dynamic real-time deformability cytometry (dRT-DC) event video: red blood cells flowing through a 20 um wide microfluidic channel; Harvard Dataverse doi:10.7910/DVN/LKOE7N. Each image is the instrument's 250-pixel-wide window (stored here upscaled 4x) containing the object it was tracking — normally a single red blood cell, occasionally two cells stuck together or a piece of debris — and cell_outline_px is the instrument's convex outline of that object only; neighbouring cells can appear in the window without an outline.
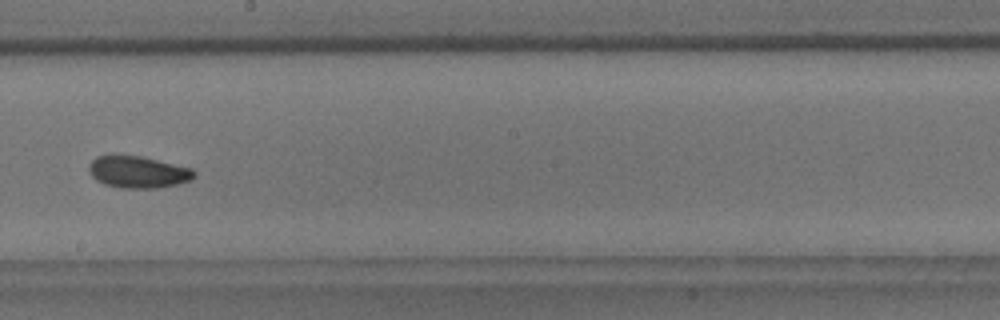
{"species": "common noctule bat (a hibernating species)", "species_latin": "Nyctalus noctula", "temperature_condition": "room temperature", "stored_images_in_passage": 8, "camera_frame_rate_fps": 3000, "um_per_image_px": 0.085, "animal": {"sex": "male", "body_mass_g": 18.8}, "frame": {"image": 1, "passage_image": 8, "time_ms": 8.0, "image_size_px": [1000, 320], "cell_outline_px": [[196, 176], [192, 180], [176, 184], [156, 188], [120, 188], [104, 184], [96, 180], [88, 172], [88, 164], [96, 156], [140, 156], [192, 168], [196, 172]], "centroid_in_image_um": [11.73, 14.63], "position_along_channel_um": 236.5, "area_um2": 19.54}}